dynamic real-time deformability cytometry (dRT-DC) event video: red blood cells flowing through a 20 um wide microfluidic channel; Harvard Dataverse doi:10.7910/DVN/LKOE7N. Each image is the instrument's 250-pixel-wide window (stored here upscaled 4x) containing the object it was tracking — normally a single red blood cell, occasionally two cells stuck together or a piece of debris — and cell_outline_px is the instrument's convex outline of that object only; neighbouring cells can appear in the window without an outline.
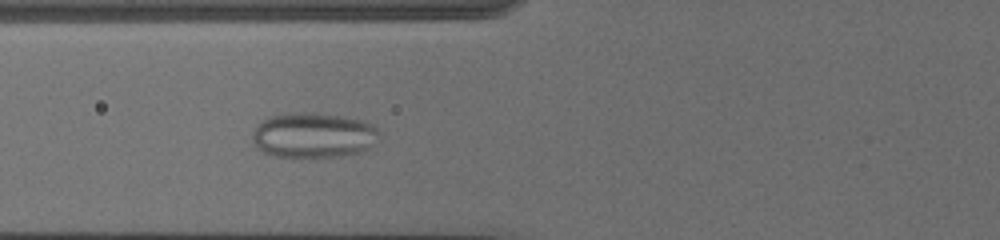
{"species": "common noctule bat (a hibernating species)", "species_latin": "Nyctalus noctula", "temperature_condition": "cold", "stored_images_in_passage": 36, "camera_frame_rate_fps": 3000, "um_per_image_px": 0.085, "animal": {"sex": "female", "body_mass_g": 19.5, "forearm_length_mm": 54.1}, "frame": {"image": 1, "passage_image": 3, "time_ms": 0.667, "image_size_px": [1000, 240], "cell_outline_px": [[376, 132], [368, 148], [360, 152], [340, 156], [300, 160], [272, 156], [260, 152], [256, 148], [252, 140], [252, 136], [256, 128], [264, 120], [272, 116], [304, 112], [312, 112], [340, 116], [360, 120], [372, 124], [376, 128]], "centroid_in_image_um": [26.54, 11.56], "position_along_channel_um": 99.3, "area_um2": 33.52}}
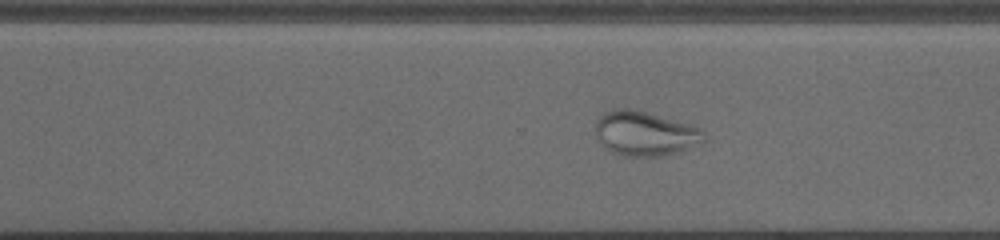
{"frame": {"image": 2, "passage_image": 20, "time_ms": 6.333, "image_size_px": [1000, 240], "cell_outline_px": [[704, 144], [664, 156], [624, 156], [612, 152], [604, 148], [600, 144], [596, 136], [596, 120], [604, 112], [612, 108], [632, 108], [700, 128], [704, 132]], "centroid_in_image_um": [54.8, 11.36], "position_along_channel_um": 315.8, "area_um2": 28.32}}
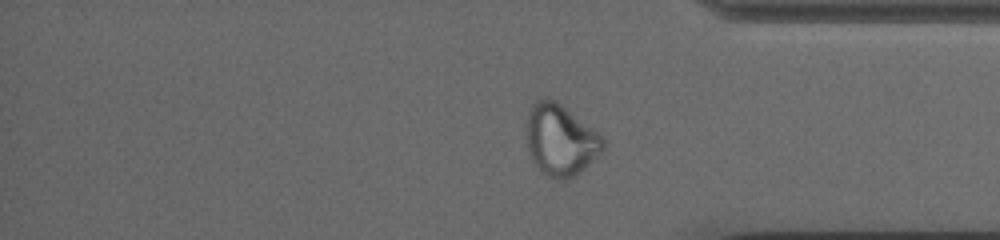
{"frame": {"image": 3, "passage_image": 26, "time_ms": 8.333, "image_size_px": [1000, 240], "cell_outline_px": [[604, 148], [576, 176], [568, 180], [560, 180], [548, 176], [532, 160], [528, 144], [528, 116], [532, 104], [548, 96], [556, 100], [596, 132], [604, 140]], "centroid_in_image_um": [47.64, 11.91], "position_along_channel_um": 387.6, "area_um2": 30.92}}